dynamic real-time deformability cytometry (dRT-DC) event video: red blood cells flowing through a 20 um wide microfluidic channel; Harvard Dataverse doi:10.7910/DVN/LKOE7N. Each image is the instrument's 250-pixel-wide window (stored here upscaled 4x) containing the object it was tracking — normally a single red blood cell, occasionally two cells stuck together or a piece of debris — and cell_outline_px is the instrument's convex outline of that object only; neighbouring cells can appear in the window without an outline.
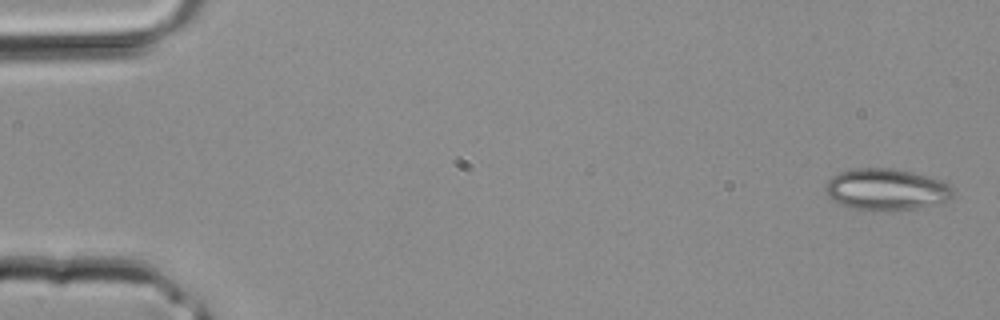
{"species": "common noctule bat (a hibernating species)", "species_latin": "Nyctalus noctula", "temperature_condition": "room temperature", "stored_images_in_passage": 3, "camera_frame_rate_fps": 3000, "um_per_image_px": 0.085, "animal": {"sex": "male", "body_mass_g": 20.4}, "frame": {"image": 1, "passage_image": 1, "time_ms": 0.0, "image_size_px": [1000, 320], "cell_outline_px": [[956, 188], [952, 196], [944, 200], [916, 208], [876, 212], [864, 212], [840, 204], [832, 200], [828, 196], [824, 188], [828, 180], [832, 176], [840, 172], [852, 168], [892, 168], [940, 180], [952, 184]], "centroid_in_image_um": [75.28, 16.12], "position_along_channel_um": 9.7, "area_um2": 31.04}}